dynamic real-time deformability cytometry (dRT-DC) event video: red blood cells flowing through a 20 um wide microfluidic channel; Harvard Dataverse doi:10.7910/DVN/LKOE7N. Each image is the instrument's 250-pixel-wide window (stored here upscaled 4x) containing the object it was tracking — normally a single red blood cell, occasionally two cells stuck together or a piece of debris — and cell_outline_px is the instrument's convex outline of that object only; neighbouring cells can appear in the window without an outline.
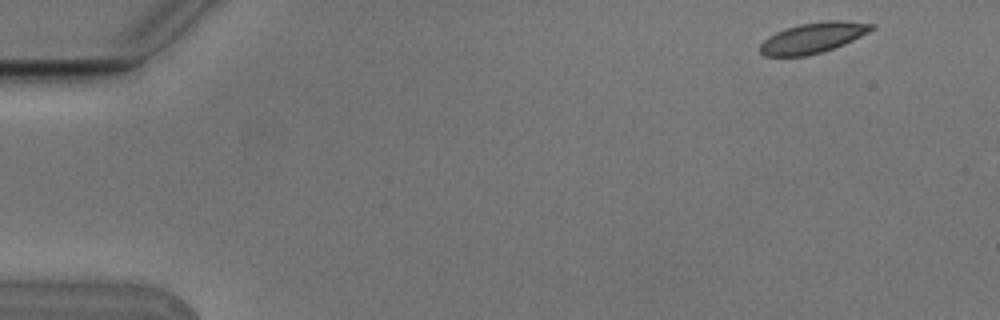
{"species": "Egyptian fruit bat (a non-hibernating species)", "species_latin": "Rousettus aegyptiacus", "temperature_condition": "cold", "stored_images_in_passage": 5, "camera_frame_rate_fps": 3000, "um_per_image_px": 0.085, "animal": {"sex": "male"}, "frame": {"image": 1, "passage_image": 1, "time_ms": 0.0, "image_size_px": [1000, 320], "cell_outline_px": [[876, 28], [844, 44], [820, 52], [804, 56], [764, 56], [760, 52], [760, 44], [768, 36], [784, 28], [800, 24], [828, 20], [844, 20], [876, 24]], "centroid_in_image_um": [69.1, 3.2], "position_along_channel_um": 15.9, "area_um2": 19.77}}